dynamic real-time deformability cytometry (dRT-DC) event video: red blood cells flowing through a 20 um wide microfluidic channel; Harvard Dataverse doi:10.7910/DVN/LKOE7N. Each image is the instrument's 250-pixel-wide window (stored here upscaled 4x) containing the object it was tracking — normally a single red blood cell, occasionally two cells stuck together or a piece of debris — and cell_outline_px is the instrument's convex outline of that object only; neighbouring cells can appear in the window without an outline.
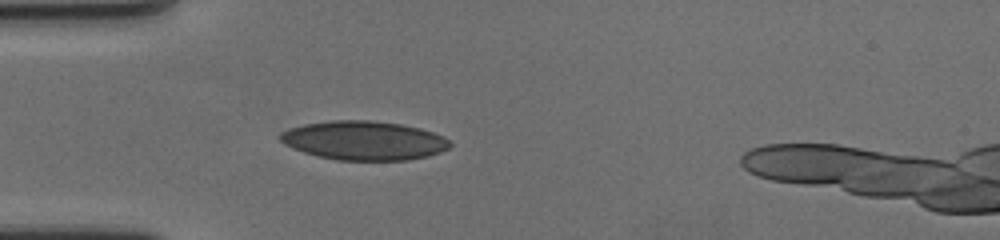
{"species": "human", "species_latin": "Homo sapiens", "temperature_condition": "cold", "stored_images_in_passage": 45, "camera_frame_rate_fps": 3000, "um_per_image_px": 0.085, "donor": {"sex": "female"}, "frame": {"image": 1, "passage_image": 4, "time_ms": 1.0, "image_size_px": [1000, 240], "cell_outline_px": [[452, 144], [448, 148], [440, 152], [428, 156], [408, 160], [336, 160], [304, 152], [292, 148], [284, 144], [280, 140], [280, 132], [288, 128], [304, 124], [332, 120], [368, 120], [400, 124], [420, 128], [444, 136]], "centroid_in_image_um": [30.92, 11.94], "position_along_channel_um": 54.1, "area_um2": 38.55}}
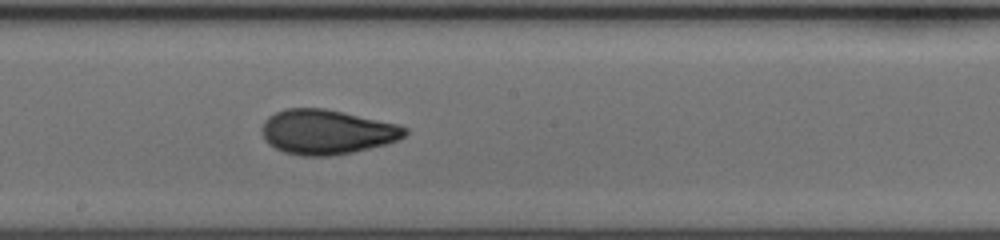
{"frame": {"image": 2, "passage_image": 19, "time_ms": 6.0, "image_size_px": [1000, 240], "cell_outline_px": [[408, 132], [404, 136], [388, 144], [352, 152], [332, 156], [300, 156], [284, 152], [268, 144], [264, 140], [264, 120], [268, 116], [284, 108], [324, 108], [344, 112], [396, 124], [408, 128]], "centroid_in_image_um": [27.78, 11.22], "position_along_channel_um": 220.4, "area_um2": 37.17}}
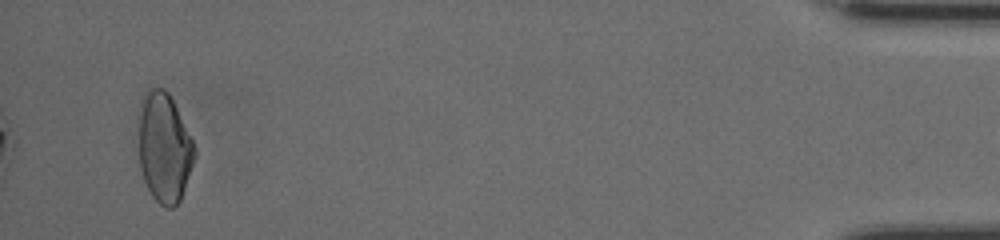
{"frame": {"image": 3, "passage_image": 43, "time_ms": 14.0, "image_size_px": [1000, 240], "cell_outline_px": [[196, 156], [180, 200], [172, 208], [168, 208], [160, 204], [152, 196], [144, 180], [140, 168], [140, 116], [144, 96], [152, 88], [164, 88], [168, 92], [196, 148]], "centroid_in_image_um": [13.99, 12.6], "position_along_channel_um": 421.2, "area_um2": 34.85}, "authors_computed_cell_mechanics": {"area_um2": 36.0094, "velocity_mm_per_s": 3.5106, "shape_relaxation_time_tau1_ms": null, "shape_relaxation_time_tau2_ms": 1.1562, "deformation_change_tau1": null, "deformation_change_tau2": 0.0596}}